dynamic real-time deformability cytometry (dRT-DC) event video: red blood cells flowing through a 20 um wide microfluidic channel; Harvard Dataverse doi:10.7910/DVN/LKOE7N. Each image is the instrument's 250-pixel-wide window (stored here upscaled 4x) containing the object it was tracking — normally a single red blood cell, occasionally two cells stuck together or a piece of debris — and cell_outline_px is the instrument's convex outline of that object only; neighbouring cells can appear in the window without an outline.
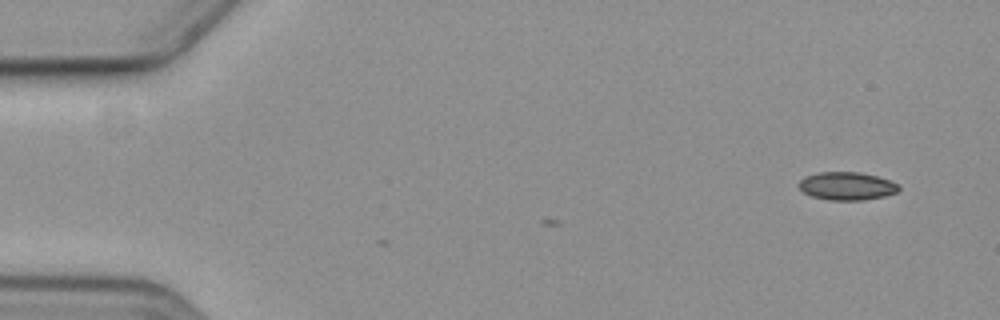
{"species": "common noctule bat (a hibernating species)", "species_latin": "Nyctalus noctula", "temperature_condition": "cold", "stored_images_in_passage": 2, "camera_frame_rate_fps": 3000, "um_per_image_px": 0.085, "animal": {"sex": "female", "body_mass_g": 19.3, "forearm_length_mm": 54.1}, "frame": {"image": 1, "passage_image": 2, "time_ms": 2.0, "image_size_px": [1000, 320], "cell_outline_px": [[900, 188], [896, 192], [884, 196], [860, 200], [832, 200], [812, 196], [804, 192], [800, 188], [800, 180], [804, 176], [820, 172], [860, 172], [876, 176], [900, 184]], "centroid_in_image_um": [71.99, 15.8], "position_along_channel_um": 13.0, "area_um2": 16.13}}